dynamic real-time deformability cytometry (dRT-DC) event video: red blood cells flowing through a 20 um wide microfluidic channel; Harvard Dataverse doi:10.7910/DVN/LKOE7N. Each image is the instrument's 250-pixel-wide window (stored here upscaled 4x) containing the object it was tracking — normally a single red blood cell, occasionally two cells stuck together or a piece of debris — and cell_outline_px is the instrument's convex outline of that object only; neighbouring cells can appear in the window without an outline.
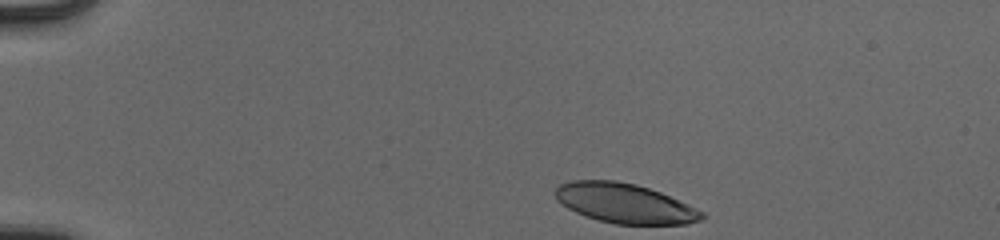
{"species": "human", "species_latin": "Homo sapiens", "temperature_condition": "cold", "stored_images_in_passage": 40, "camera_frame_rate_fps": 3000, "um_per_image_px": 0.085, "donor": {"sex": "male"}, "frame": {"image": 1, "passage_image": 1, "time_ms": 0.0, "image_size_px": [1000, 240], "cell_outline_px": [[704, 216], [700, 220], [688, 224], [616, 224], [596, 220], [576, 212], [568, 208], [556, 200], [552, 192], [560, 184], [572, 180], [616, 180], [636, 184], [660, 192], [704, 212]], "centroid_in_image_um": [53.05, 17.27], "position_along_channel_um": 32.0, "area_um2": 33.87}}
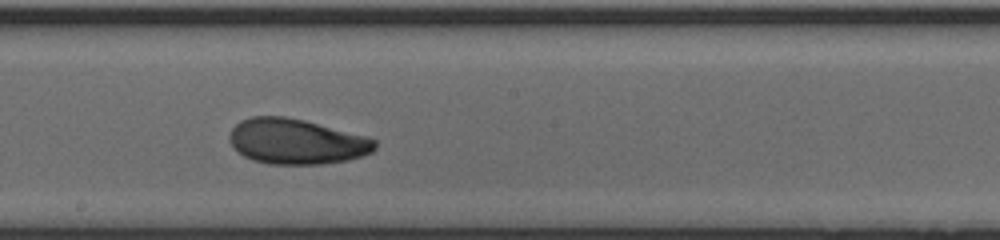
{"frame": {"image": 2, "passage_image": 22, "time_ms": 7.0, "image_size_px": [1000, 240], "cell_outline_px": [[376, 148], [372, 152], [348, 160], [320, 164], [268, 164], [252, 160], [244, 156], [228, 140], [228, 136], [232, 128], [240, 120], [252, 116], [284, 116], [304, 120], [364, 136], [376, 140]], "centroid_in_image_um": [25.16, 12.03], "position_along_channel_um": 223.0, "area_um2": 38.21}}
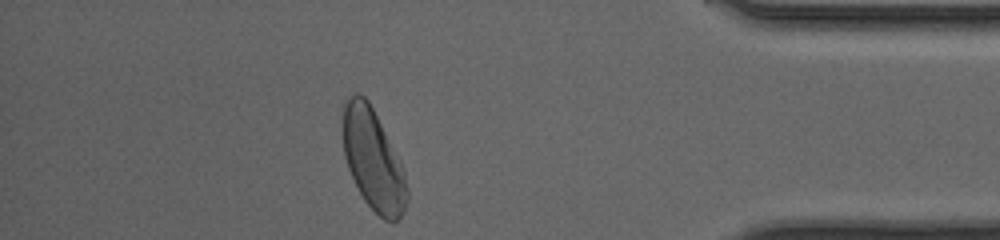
{"frame": {"image": 3, "passage_image": 38, "time_ms": 12.333, "image_size_px": [1000, 240], "cell_outline_px": [[408, 200], [404, 212], [396, 220], [384, 220], [364, 200], [348, 168], [344, 156], [344, 104], [348, 96], [352, 92], [360, 92], [368, 100], [400, 160], [404, 168], [408, 188]], "centroid_in_image_um": [31.74, 13.57], "position_along_channel_um": 403.5, "area_um2": 37.4}, "authors_computed_cell_mechanics": {"area_um2": 37.8879, "velocity_mm_per_s": 3.9584, "shape_relaxation_time_tau1_ms": 3.1698, "shape_relaxation_time_tau2_ms": 1.8477, "deformation_change_tau1": 0.1508, "deformation_change_tau2": 0.0663}}